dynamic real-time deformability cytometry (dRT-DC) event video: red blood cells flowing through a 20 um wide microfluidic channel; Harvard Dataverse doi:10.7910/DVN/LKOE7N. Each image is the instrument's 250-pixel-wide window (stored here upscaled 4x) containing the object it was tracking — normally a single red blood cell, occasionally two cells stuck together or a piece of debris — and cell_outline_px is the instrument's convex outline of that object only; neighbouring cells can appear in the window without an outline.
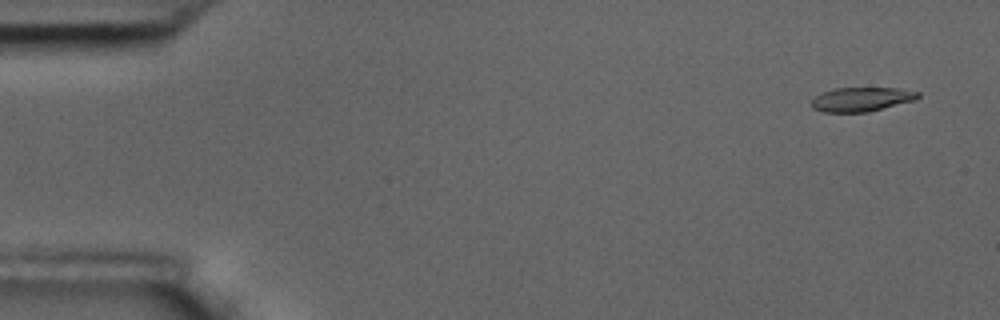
{"species": "common noctule bat (a hibernating species)", "species_latin": "Nyctalus noctula", "temperature_condition": "room temperature", "stored_images_in_passage": 4, "camera_frame_rate_fps": 3000, "um_per_image_px": 0.085, "animal": {"sex": "male", "body_mass_g": 17.5, "forearm_length_mm": 52.3}, "frame": {"image": 1, "passage_image": 1, "time_ms": 0.0, "image_size_px": [1000, 320], "cell_outline_px": [[920, 96], [916, 100], [868, 112], [824, 112], [812, 108], [812, 100], [816, 96], [824, 92], [836, 88], [900, 88], [920, 92]], "centroid_in_image_um": [73.27, 8.44], "position_along_channel_um": 11.7, "area_um2": 14.97}}
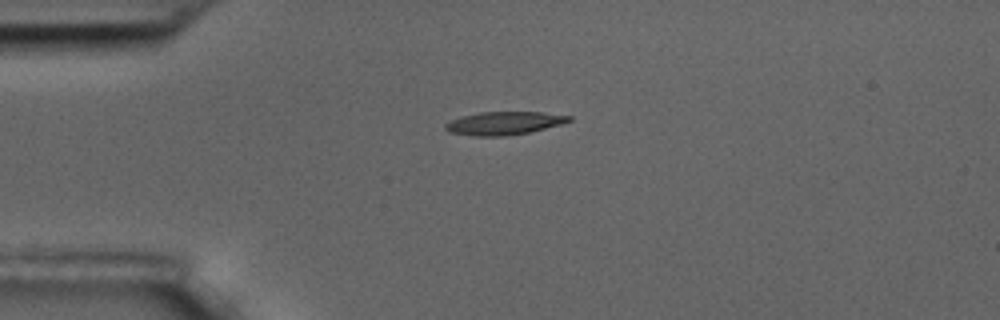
{"frame": {"image": 2, "passage_image": 4, "time_ms": 1.0, "image_size_px": [1000, 320], "cell_outline_px": [[572, 120], [560, 124], [528, 132], [504, 136], [472, 136], [448, 132], [444, 128], [444, 124], [460, 116], [480, 112], [544, 112], [572, 116]], "centroid_in_image_um": [42.8, 10.47], "position_along_channel_um": 42.2, "area_um2": 16.65}}